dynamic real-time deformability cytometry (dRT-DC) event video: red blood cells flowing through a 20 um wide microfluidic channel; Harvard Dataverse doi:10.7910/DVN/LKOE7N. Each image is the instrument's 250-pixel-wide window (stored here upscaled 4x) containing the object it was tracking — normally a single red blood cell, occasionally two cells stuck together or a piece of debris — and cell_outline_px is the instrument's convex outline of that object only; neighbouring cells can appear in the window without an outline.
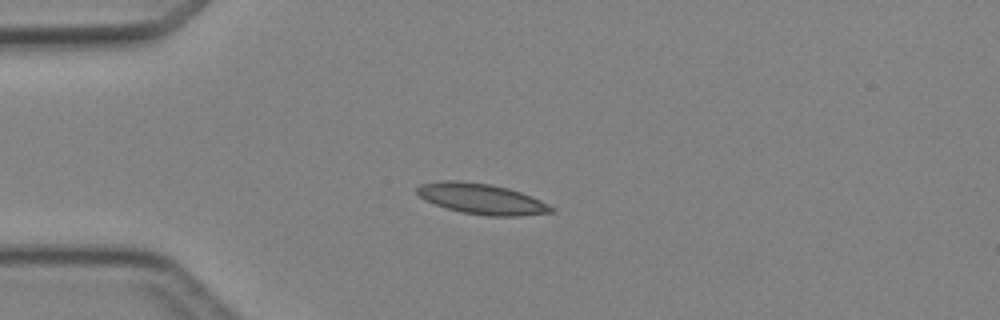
{"species": "Egyptian fruit bat (a non-hibernating species)", "species_latin": "Rousettus aegyptiacus", "temperature_condition": "cold", "stored_images_in_passage": 3, "camera_frame_rate_fps": 3000, "um_per_image_px": 0.085, "animal": {"sex": "female"}, "frame": {"image": 1, "passage_image": 2, "time_ms": 2.0, "image_size_px": [1000, 320], "cell_outline_px": [[556, 212], [520, 216], [488, 216], [464, 212], [448, 208], [424, 200], [416, 192], [416, 188], [420, 184], [440, 180], [460, 180], [492, 184], [508, 188], [532, 196], [556, 208]], "centroid_in_image_um": [40.96, 16.89], "position_along_channel_um": 44.0, "area_um2": 24.1}}